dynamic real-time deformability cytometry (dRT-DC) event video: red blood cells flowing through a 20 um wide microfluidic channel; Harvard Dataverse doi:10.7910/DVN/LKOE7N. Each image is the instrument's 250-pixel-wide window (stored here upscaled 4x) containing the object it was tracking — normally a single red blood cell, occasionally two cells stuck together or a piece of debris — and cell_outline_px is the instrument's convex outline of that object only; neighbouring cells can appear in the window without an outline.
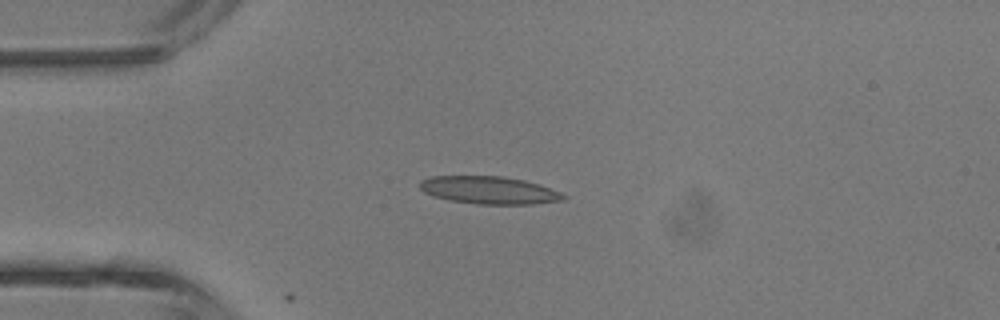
{"species": "common noctule bat (a hibernating species)", "species_latin": "Nyctalus noctula", "temperature_condition": "room temperature", "stored_images_in_passage": 3, "camera_frame_rate_fps": 3000, "um_per_image_px": 0.085, "animal": {"sex": "male", "body_mass_g": 13.3}, "frame": {"image": 1, "passage_image": 3, "time_ms": 2.333, "image_size_px": [1000, 320], "cell_outline_px": [[568, 196], [564, 200], [532, 204], [476, 204], [452, 200], [432, 196], [424, 192], [420, 188], [420, 180], [432, 176], [500, 176], [524, 180], [540, 184], [560, 192]], "centroid_in_image_um": [41.59, 16.16], "position_along_channel_um": 43.4, "area_um2": 23.12}}